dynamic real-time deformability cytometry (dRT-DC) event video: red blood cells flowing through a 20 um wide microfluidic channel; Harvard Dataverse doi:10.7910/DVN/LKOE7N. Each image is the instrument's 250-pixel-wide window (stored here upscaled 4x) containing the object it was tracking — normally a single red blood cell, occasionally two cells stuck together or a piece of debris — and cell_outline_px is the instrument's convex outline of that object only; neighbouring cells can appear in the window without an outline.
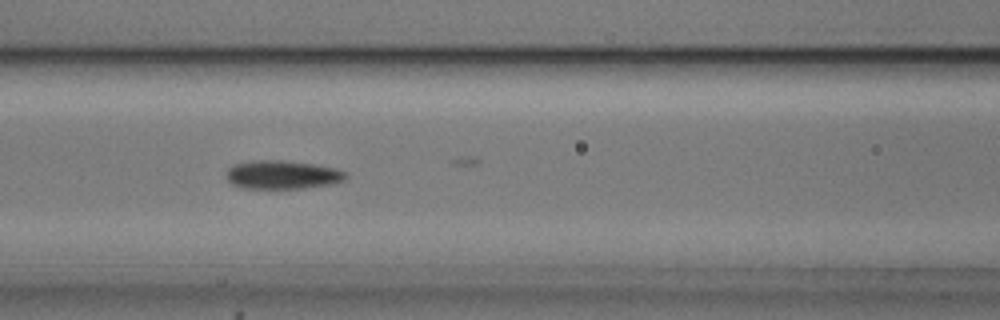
{"species": "common noctule bat (a hibernating species)", "species_latin": "Nyctalus noctula", "temperature_condition": "cold", "stored_images_in_passage": 15, "camera_frame_rate_fps": 3000, "um_per_image_px": 0.085, "animal": {"sex": "male", "body_mass_g": 20.5, "forearm_length_mm": 52.5}, "frame": {"image": 1, "passage_image": 10, "time_ms": 3.0, "image_size_px": [1000, 320], "cell_outline_px": [[348, 176], [344, 180], [332, 184], [304, 188], [240, 188], [232, 184], [228, 180], [228, 168], [232, 164], [252, 160], [284, 160], [312, 164], [336, 168], [348, 172]], "centroid_in_image_um": [24.02, 14.85], "position_along_channel_um": 142.6, "area_um2": 20.0}}
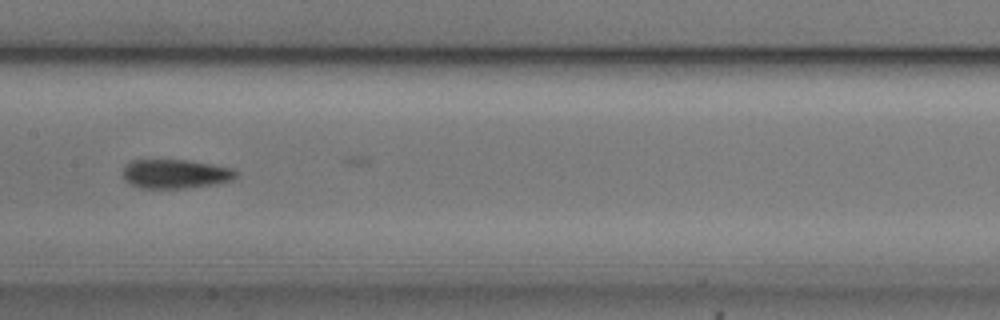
{"frame": {"image": 2, "passage_image": 14, "time_ms": 4.333, "image_size_px": [1000, 320], "cell_outline_px": [[236, 176], [232, 180], [216, 184], [184, 188], [140, 188], [128, 184], [124, 180], [124, 164], [132, 160], [192, 160], [232, 168], [236, 172]], "centroid_in_image_um": [14.88, 14.78], "position_along_channel_um": 192.5, "area_um2": 19.31}}